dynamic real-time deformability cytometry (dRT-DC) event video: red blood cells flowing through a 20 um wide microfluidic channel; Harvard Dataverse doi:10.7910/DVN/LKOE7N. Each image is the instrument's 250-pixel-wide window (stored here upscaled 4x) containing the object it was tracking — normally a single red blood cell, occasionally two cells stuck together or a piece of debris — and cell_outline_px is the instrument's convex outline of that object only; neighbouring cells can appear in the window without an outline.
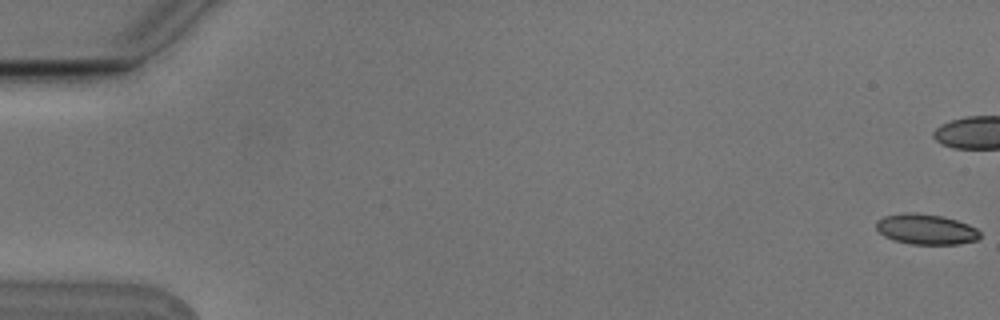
{"species": "Egyptian fruit bat (a non-hibernating species)", "species_latin": "Rousettus aegyptiacus", "temperature_condition": "cold", "stored_images_in_passage": 10, "camera_frame_rate_fps": 3000, "um_per_image_px": 0.085, "animal": {"sex": "male"}, "frame": {"image": 1, "passage_image": 1, "time_ms": 0.0, "image_size_px": [1000, 320], "cell_outline_px": [[980, 236], [976, 240], [960, 244], [912, 244], [896, 240], [884, 236], [876, 228], [876, 220], [884, 216], [908, 212], [916, 212], [944, 216], [968, 224], [976, 228], [980, 232]], "centroid_in_image_um": [78.72, 19.47], "position_along_channel_um": 6.3, "area_um2": 18.38}}
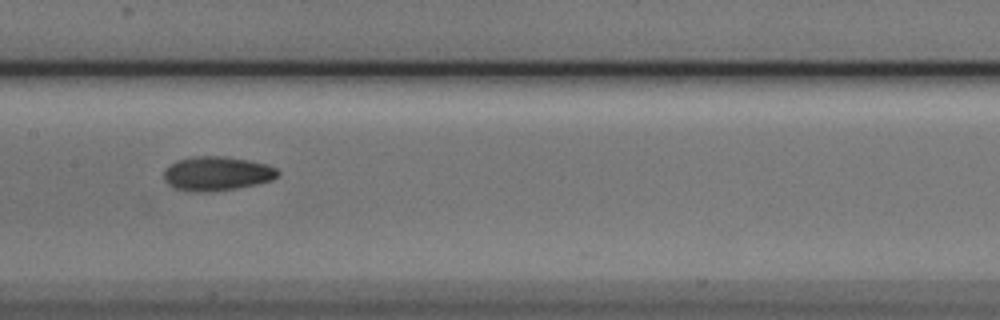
{"frame": {"image": 2, "passage_image": 9, "time_ms": 2.667, "image_size_px": [1000, 320], "cell_outline_px": [[280, 172], [272, 180], [256, 184], [236, 188], [204, 192], [196, 192], [172, 188], [164, 180], [164, 168], [176, 160], [196, 156], [224, 156], [248, 160], [264, 164], [276, 168]], "centroid_in_image_um": [18.38, 14.75], "position_along_channel_um": 189.0, "area_um2": 22.66}}
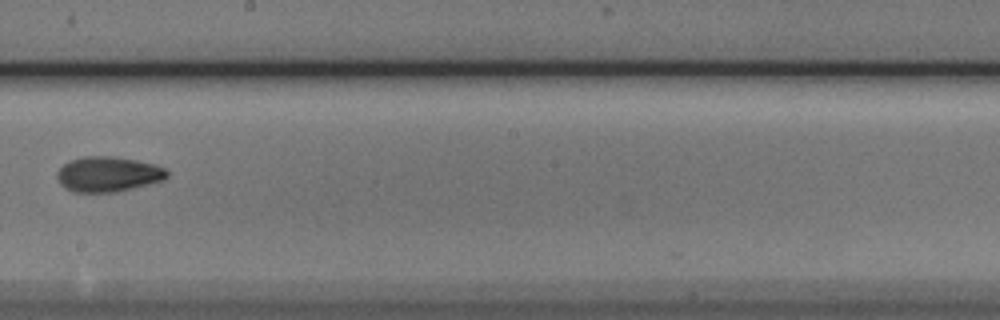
{"frame": {"image": 3, "passage_image": 10, "time_ms": 3.0, "image_size_px": [1000, 320], "cell_outline_px": [[168, 176], [164, 180], [116, 192], [72, 192], [64, 188], [60, 184], [56, 176], [56, 172], [64, 164], [72, 160], [84, 156], [112, 156], [136, 160], [156, 164], [164, 168], [168, 172]], "centroid_in_image_um": [9.17, 14.81], "position_along_channel_um": 239.0, "area_um2": 22.6}}